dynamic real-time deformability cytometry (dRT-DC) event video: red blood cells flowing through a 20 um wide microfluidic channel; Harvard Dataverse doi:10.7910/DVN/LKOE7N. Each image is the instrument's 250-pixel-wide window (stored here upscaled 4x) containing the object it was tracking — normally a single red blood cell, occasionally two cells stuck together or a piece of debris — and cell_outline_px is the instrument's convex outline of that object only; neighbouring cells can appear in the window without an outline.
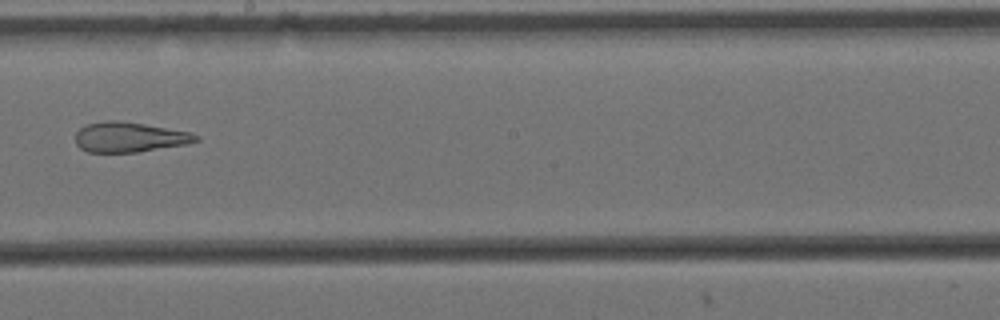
{"species": "Egyptian fruit bat (a non-hibernating species)", "species_latin": "Rousettus aegyptiacus", "temperature_condition": "cold", "stored_images_in_passage": 11, "camera_frame_rate_fps": 3000, "um_per_image_px": 0.085, "animal": {"sex": "female"}, "frame": {"image": 1, "passage_image": 5, "time_ms": 1.333, "image_size_px": [1000, 320], "cell_outline_px": [[200, 140], [188, 144], [136, 152], [88, 152], [80, 148], [76, 144], [76, 132], [84, 124], [108, 120], [120, 120], [192, 132], [200, 136]], "centroid_in_image_um": [11.02, 11.65], "position_along_channel_um": 237.2, "area_um2": 21.27}}